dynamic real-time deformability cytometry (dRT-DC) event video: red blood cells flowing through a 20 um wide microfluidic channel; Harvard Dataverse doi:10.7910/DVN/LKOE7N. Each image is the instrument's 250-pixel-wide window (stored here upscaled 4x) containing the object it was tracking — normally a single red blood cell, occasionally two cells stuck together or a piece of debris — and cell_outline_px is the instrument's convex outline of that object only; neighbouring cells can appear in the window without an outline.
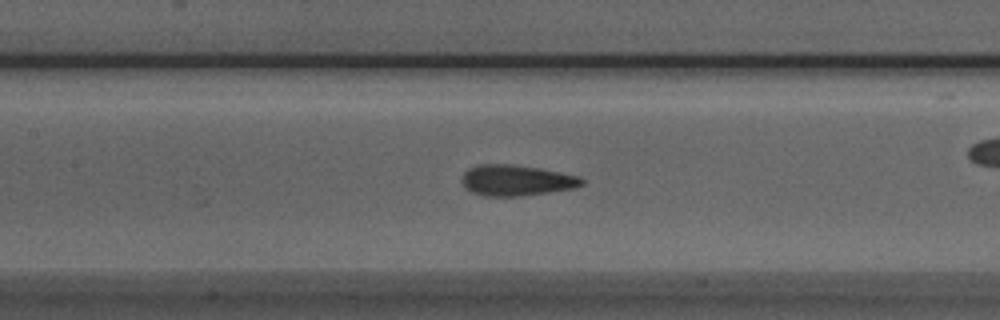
{"species": "Egyptian fruit bat (a non-hibernating species)", "species_latin": "Rousettus aegyptiacus", "temperature_condition": "room temperature", "stored_images_in_passage": 52, "camera_frame_rate_fps": 3000, "um_per_image_px": 0.085, "animal": {"sex": "male"}, "frame": {"image": 1, "passage_image": 23, "time_ms": 7.333, "image_size_px": [1000, 320], "cell_outline_px": [[584, 184], [576, 188], [520, 196], [484, 196], [472, 192], [464, 188], [460, 180], [464, 172], [468, 168], [480, 164], [508, 164], [536, 168], [580, 176], [584, 180]], "centroid_in_image_um": [43.85, 15.34], "position_along_channel_um": 163.5, "area_um2": 21.56}}
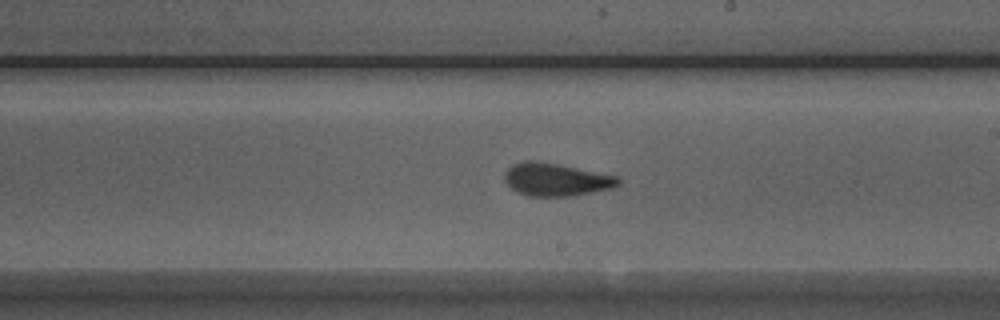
{"frame": {"image": 2, "passage_image": 29, "time_ms": 9.333, "image_size_px": [1000, 320], "cell_outline_px": [[620, 184], [612, 188], [572, 196], [528, 196], [516, 192], [504, 180], [504, 172], [512, 164], [524, 160], [540, 160], [616, 176], [620, 180]], "centroid_in_image_um": [47.22, 15.25], "position_along_channel_um": 241.8, "area_um2": 21.85}}
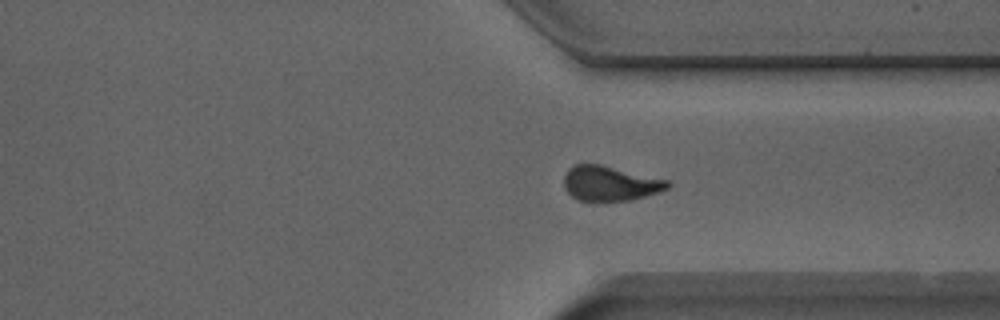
{"frame": {"image": 3, "passage_image": 38, "time_ms": 12.333, "image_size_px": [1000, 320], "cell_outline_px": [[672, 184], [668, 188], [660, 192], [628, 200], [580, 200], [572, 196], [564, 188], [564, 176], [568, 168], [576, 164], [600, 164], [668, 180]], "centroid_in_image_um": [51.85, 15.57], "position_along_channel_um": 359.5, "area_um2": 20.81}, "authors_computed_cell_mechanics": {"area_um2": 21.2704, "velocity_mm_per_s": 3.9293, "shape_relaxation_time_tau1_ms": 8.3273, "shape_relaxation_time_tau2_ms": 1.3531, "deformation_change_tau1": 0.2039, "deformation_change_tau2": 0.0911}}